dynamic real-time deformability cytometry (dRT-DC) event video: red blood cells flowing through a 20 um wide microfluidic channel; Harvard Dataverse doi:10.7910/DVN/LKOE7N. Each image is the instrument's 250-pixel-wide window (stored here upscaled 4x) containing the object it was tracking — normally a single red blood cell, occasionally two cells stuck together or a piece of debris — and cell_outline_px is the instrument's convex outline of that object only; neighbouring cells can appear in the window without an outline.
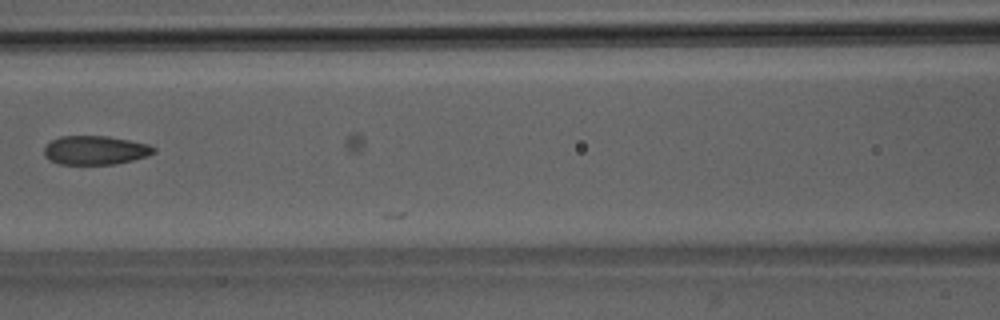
{"species": "Egyptian fruit bat (a non-hibernating species)", "species_latin": "Rousettus aegyptiacus", "temperature_condition": "room temperature", "stored_images_in_passage": 7, "camera_frame_rate_fps": 3000, "um_per_image_px": 0.085, "animal": {"sex": "male"}, "frame": {"image": 1, "passage_image": 7, "time_ms": 7.0, "image_size_px": [1000, 320], "cell_outline_px": [[156, 152], [148, 156], [116, 164], [60, 164], [44, 156], [44, 148], [52, 140], [60, 136], [108, 136], [148, 144], [156, 148]], "centroid_in_image_um": [8.12, 12.77], "position_along_channel_um": 158.5, "area_um2": 18.38}}